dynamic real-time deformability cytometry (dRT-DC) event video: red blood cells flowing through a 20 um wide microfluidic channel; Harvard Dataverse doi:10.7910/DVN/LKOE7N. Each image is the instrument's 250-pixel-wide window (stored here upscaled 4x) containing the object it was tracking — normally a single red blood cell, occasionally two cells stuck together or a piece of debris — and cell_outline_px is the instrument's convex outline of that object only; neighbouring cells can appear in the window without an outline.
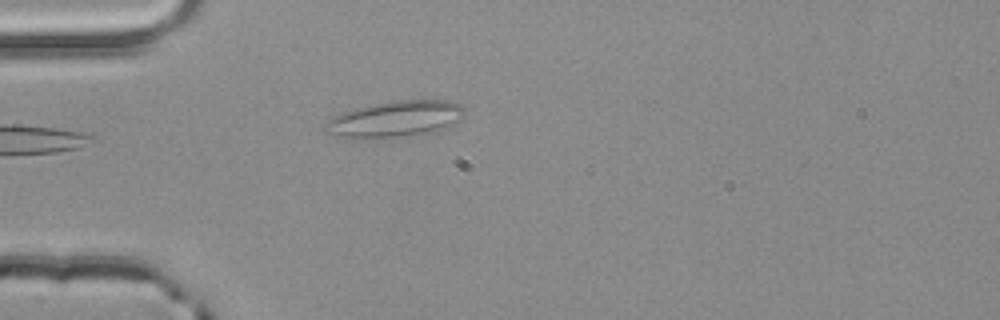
{"species": "common noctule bat (a hibernating species)", "species_latin": "Nyctalus noctula", "temperature_condition": "room temperature", "stored_images_in_passage": 3, "camera_frame_rate_fps": 3000, "um_per_image_px": 0.085, "animal": {"sex": "male", "body_mass_g": 20.4}, "frame": {"image": 1, "passage_image": 3, "time_ms": 0.667, "image_size_px": [1000, 320], "cell_outline_px": [[464, 116], [460, 120], [436, 132], [396, 136], [336, 136], [324, 132], [324, 124], [332, 116], [340, 112], [356, 108], [376, 104], [400, 100], [448, 100], [460, 104], [464, 108]], "centroid_in_image_um": [33.62, 10.08], "position_along_channel_um": 51.4, "area_um2": 28.73}}